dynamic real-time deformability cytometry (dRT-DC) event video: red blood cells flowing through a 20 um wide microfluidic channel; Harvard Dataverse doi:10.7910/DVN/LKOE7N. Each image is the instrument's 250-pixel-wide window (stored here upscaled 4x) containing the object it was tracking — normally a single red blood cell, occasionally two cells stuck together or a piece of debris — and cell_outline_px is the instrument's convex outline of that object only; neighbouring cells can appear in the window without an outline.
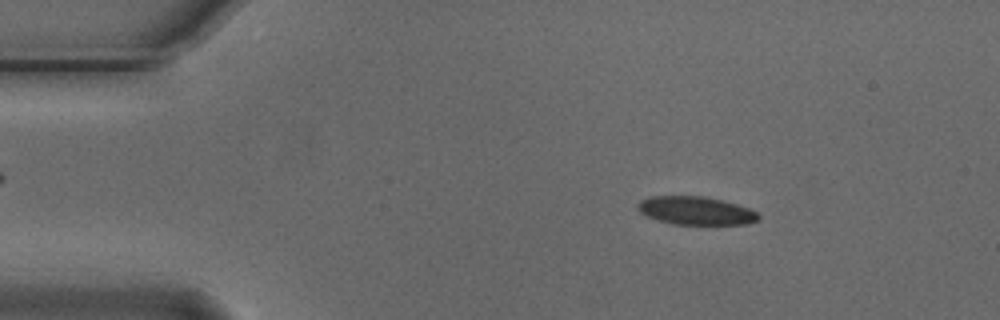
{"species": "Egyptian fruit bat (a non-hibernating species)", "species_latin": "Rousettus aegyptiacus", "temperature_condition": "cold", "stored_images_in_passage": 47, "camera_frame_rate_fps": 3000, "um_per_image_px": 0.085, "animal": {"sex": "male"}, "frame": {"image": 1, "passage_image": 1, "time_ms": 0.0, "image_size_px": [1000, 320], "cell_outline_px": [[760, 220], [748, 224], [672, 224], [648, 216], [640, 212], [636, 208], [636, 204], [640, 200], [648, 196], [704, 196], [736, 204], [748, 208], [756, 212], [760, 216]], "centroid_in_image_um": [59.13, 17.9], "position_along_channel_um": 25.9, "area_um2": 19.83}}
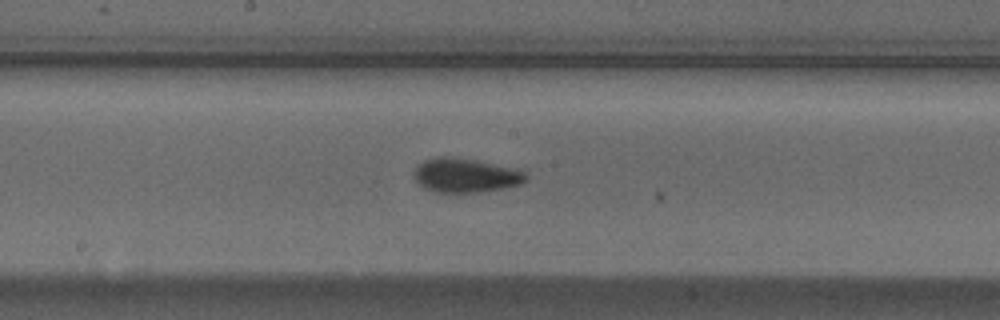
{"frame": {"image": 2, "passage_image": 21, "time_ms": 6.667, "image_size_px": [1000, 320], "cell_outline_px": [[528, 180], [520, 184], [504, 188], [476, 192], [436, 192], [424, 188], [412, 176], [412, 172], [416, 164], [424, 160], [436, 156], [452, 156], [520, 168], [528, 176]], "centroid_in_image_um": [39.56, 14.88], "position_along_channel_um": 208.6, "area_um2": 22.72}}
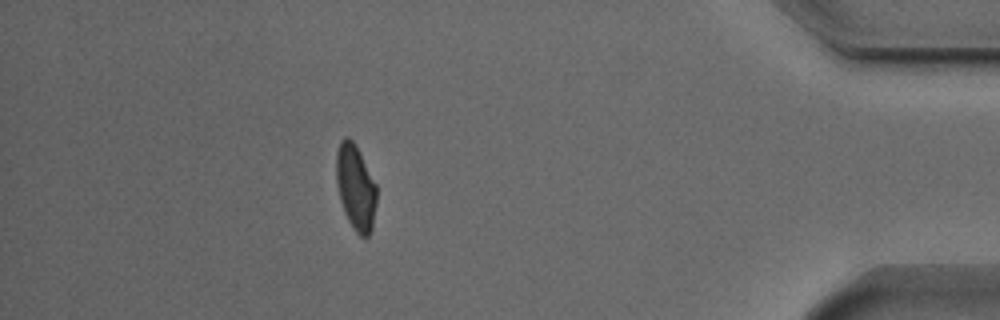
{"frame": {"image": 3, "passage_image": 41, "time_ms": 13.333, "image_size_px": [1000, 320], "cell_outline_px": [[376, 204], [372, 228], [368, 236], [360, 236], [352, 228], [344, 212], [340, 200], [336, 184], [336, 152], [340, 140], [344, 136], [348, 136], [356, 144], [376, 184]], "centroid_in_image_um": [30.21, 15.89], "position_along_channel_um": 405.0, "area_um2": 20.29}, "authors_computed_cell_mechanics": {"area_um2": 21.2126, "velocity_mm_per_s": 3.7079, "shape_relaxation_time_tau1_ms": 5.1738, "shape_relaxation_time_tau2_ms": 2.1086, "deformation_change_tau1": 0.1407, "deformation_change_tau2": 0.0761}}